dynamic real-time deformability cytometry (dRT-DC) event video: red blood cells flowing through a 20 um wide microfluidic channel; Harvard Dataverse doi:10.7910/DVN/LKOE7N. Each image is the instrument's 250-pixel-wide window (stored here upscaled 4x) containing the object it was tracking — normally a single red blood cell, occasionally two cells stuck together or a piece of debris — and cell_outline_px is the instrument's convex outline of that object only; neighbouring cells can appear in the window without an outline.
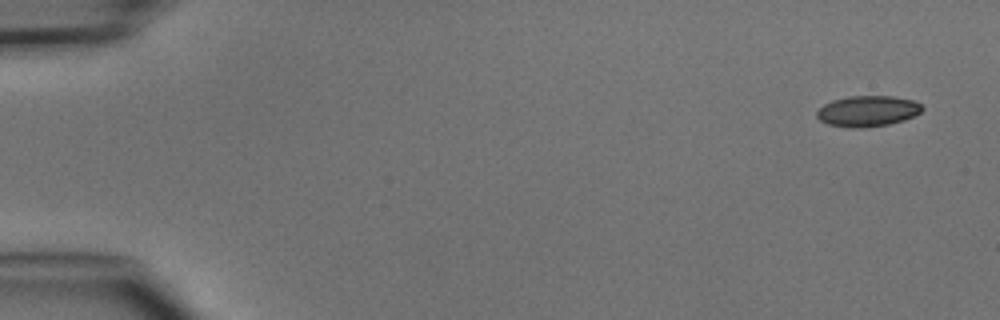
{"species": "common noctule bat (a hibernating species)", "species_latin": "Nyctalus noctula", "temperature_condition": "cold", "stored_images_in_passage": 5, "camera_frame_rate_fps": 3000, "um_per_image_px": 0.085, "animal": {"sex": "male", "body_mass_g": 15.6}, "frame": {"image": 1, "passage_image": 1, "time_ms": 0.0, "image_size_px": [1000, 320], "cell_outline_px": [[924, 108], [920, 112], [904, 120], [888, 124], [856, 128], [848, 128], [828, 124], [820, 120], [816, 116], [816, 112], [824, 104], [832, 100], [848, 96], [892, 96], [912, 100], [920, 104]], "centroid_in_image_um": [73.72, 9.44], "position_along_channel_um": 11.3, "area_um2": 18.79}}
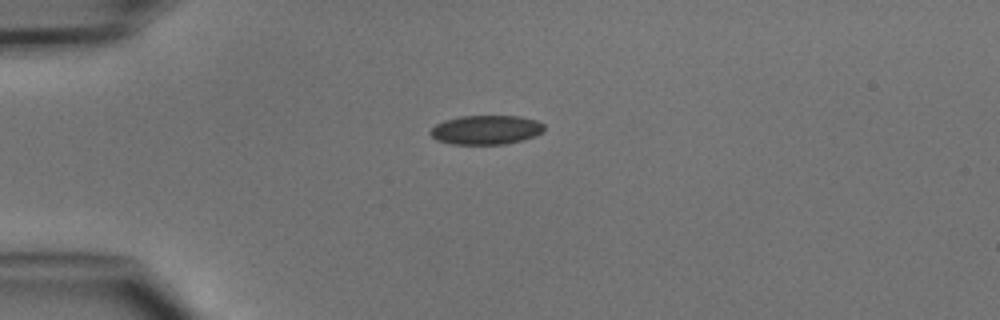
{"frame": {"image": 2, "passage_image": 4, "time_ms": 3.333, "image_size_px": [1000, 320], "cell_outline_px": [[544, 132], [536, 136], [524, 140], [504, 144], [452, 144], [436, 140], [428, 132], [436, 124], [444, 120], [460, 116], [520, 116], [536, 120], [544, 124]], "centroid_in_image_um": [41.33, 11.04], "position_along_channel_um": 43.7, "area_um2": 19.54}}
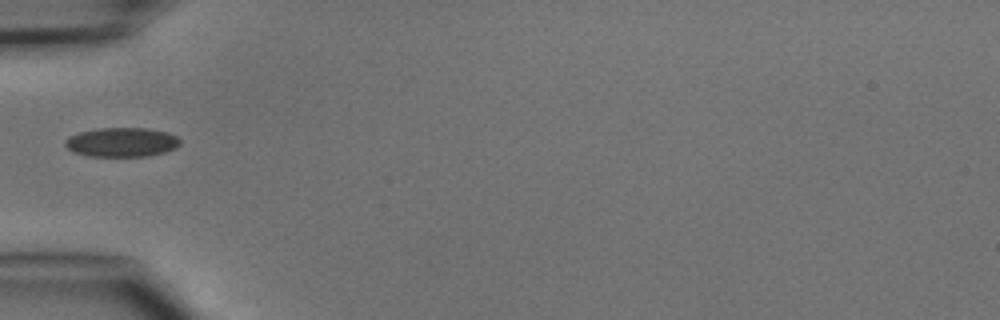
{"frame": {"image": 3, "passage_image": 5, "time_ms": 4.667, "image_size_px": [1000, 320], "cell_outline_px": [[180, 144], [176, 148], [164, 152], [148, 156], [88, 156], [72, 152], [64, 144], [64, 140], [68, 136], [80, 132], [100, 128], [144, 128], [168, 132], [176, 136], [180, 140]], "centroid_in_image_um": [10.33, 12.09], "position_along_channel_um": 74.7, "area_um2": 19.65}}